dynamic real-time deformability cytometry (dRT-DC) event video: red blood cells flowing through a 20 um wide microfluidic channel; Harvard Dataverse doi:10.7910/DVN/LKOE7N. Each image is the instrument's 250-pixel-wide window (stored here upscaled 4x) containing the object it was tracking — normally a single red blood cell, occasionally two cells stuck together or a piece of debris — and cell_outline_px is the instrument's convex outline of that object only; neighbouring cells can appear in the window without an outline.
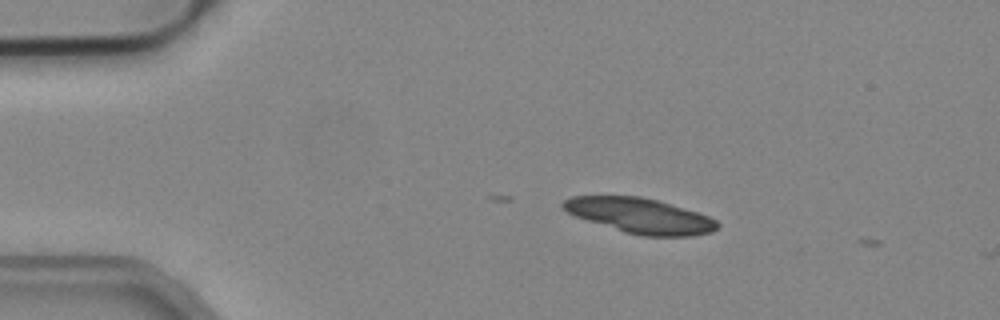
{"species": "common noctule bat (a hibernating species)", "species_latin": "Nyctalus noctula", "temperature_condition": "cold", "stored_images_in_passage": 4, "camera_frame_rate_fps": 3000, "um_per_image_px": 0.085, "animal": {"sex": "male", "body_mass_g": 19.2, "forearm_length_mm": 51.8}, "frame": {"image": 1, "passage_image": 2, "time_ms": 0.333, "image_size_px": [1000, 320], "cell_outline_px": [[720, 224], [712, 232], [692, 236], [640, 236], [624, 232], [576, 216], [568, 212], [560, 204], [564, 200], [572, 196], [640, 196], [656, 200], [696, 212], [708, 216], [716, 220]], "centroid_in_image_um": [54.41, 18.34], "position_along_channel_um": 30.6, "area_um2": 31.21}}